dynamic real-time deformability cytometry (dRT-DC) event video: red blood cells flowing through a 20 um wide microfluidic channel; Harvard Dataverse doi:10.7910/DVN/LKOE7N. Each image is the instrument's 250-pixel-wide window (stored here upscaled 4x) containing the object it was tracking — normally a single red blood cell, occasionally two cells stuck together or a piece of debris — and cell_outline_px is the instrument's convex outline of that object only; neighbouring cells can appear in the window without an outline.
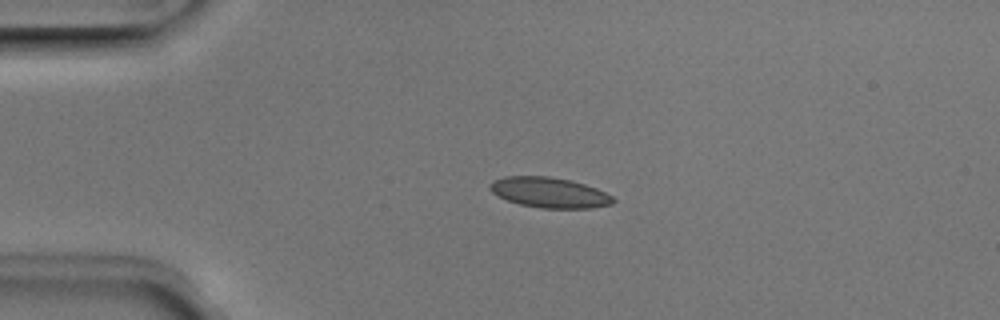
{"species": "Egyptian fruit bat (a non-hibernating species)", "species_latin": "Rousettus aegyptiacus", "temperature_condition": "room temperature", "stored_images_in_passage": 3, "camera_frame_rate_fps": 3000, "um_per_image_px": 0.085, "animal": {"sex": "male"}, "frame": {"image": 1, "passage_image": 2, "time_ms": 0.333, "image_size_px": [1000, 320], "cell_outline_px": [[616, 200], [612, 204], [592, 208], [540, 208], [520, 204], [508, 200], [492, 192], [488, 188], [496, 180], [504, 176], [548, 176], [568, 180], [584, 184], [596, 188], [612, 196]], "centroid_in_image_um": [46.73, 16.37], "position_along_channel_um": 38.3, "area_um2": 21.5}}